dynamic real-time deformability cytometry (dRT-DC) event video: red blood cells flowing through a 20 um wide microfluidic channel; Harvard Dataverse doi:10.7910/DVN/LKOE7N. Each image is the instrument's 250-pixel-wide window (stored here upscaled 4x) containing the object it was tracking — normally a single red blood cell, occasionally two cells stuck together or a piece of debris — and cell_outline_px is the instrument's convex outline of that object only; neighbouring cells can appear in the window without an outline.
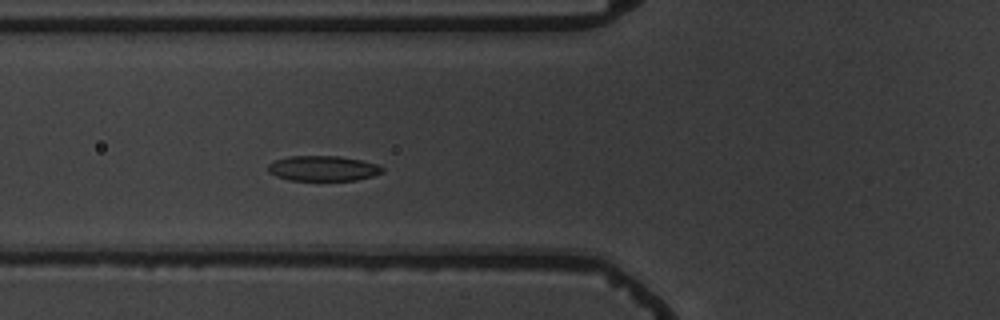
{"species": "common noctule bat (a hibernating species)", "species_latin": "Nyctalus noctula", "temperature_condition": "warm", "stored_images_in_passage": 5, "camera_frame_rate_fps": 3000, "um_per_image_px": 0.085, "animal": {"sex": "male", "body_mass_g": 19.5, "forearm_length_mm": 54.6}, "frame": {"image": 1, "passage_image": 5, "time_ms": 4.333, "image_size_px": [1000, 320], "cell_outline_px": [[384, 172], [372, 176], [356, 180], [288, 180], [276, 176], [268, 172], [268, 164], [276, 160], [288, 156], [340, 156], [360, 160], [376, 164], [384, 168]], "centroid_in_image_um": [27.45, 14.31], "position_along_channel_um": 98.4, "area_um2": 16.76}}